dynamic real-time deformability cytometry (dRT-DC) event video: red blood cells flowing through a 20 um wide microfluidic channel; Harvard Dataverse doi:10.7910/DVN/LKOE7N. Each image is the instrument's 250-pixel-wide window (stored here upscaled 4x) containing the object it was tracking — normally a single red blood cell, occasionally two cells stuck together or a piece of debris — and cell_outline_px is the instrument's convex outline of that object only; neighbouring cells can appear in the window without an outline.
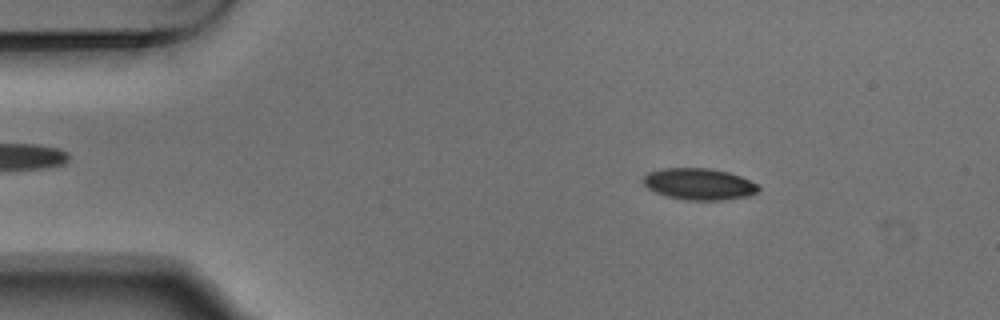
{"species": "Egyptian fruit bat (a non-hibernating species)", "species_latin": "Rousettus aegyptiacus", "temperature_condition": "warm", "stored_images_in_passage": 4, "camera_frame_rate_fps": 3000, "um_per_image_px": 0.085, "animal": {"sex": "male"}, "frame": {"image": 1, "passage_image": 2, "time_ms": 0.333, "image_size_px": [1000, 320], "cell_outline_px": [[760, 188], [756, 192], [748, 196], [724, 200], [684, 200], [668, 196], [656, 192], [648, 188], [644, 184], [644, 176], [648, 172], [664, 168], [708, 168], [728, 172], [740, 176], [756, 184]], "centroid_in_image_um": [59.41, 15.64], "position_along_channel_um": 25.6, "area_um2": 20.98}}
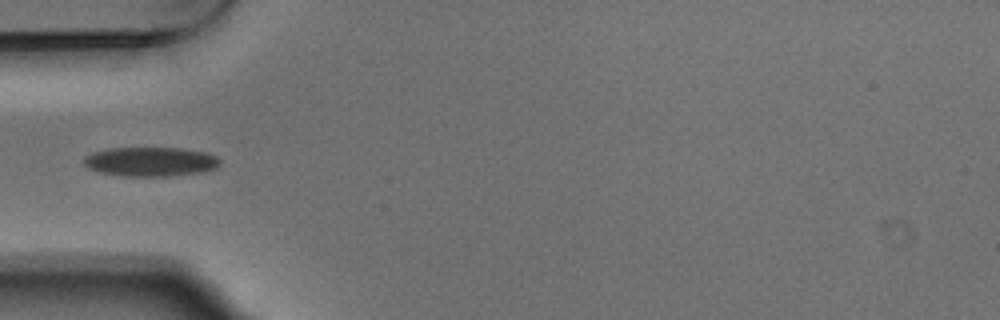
{"frame": {"image": 2, "passage_image": 4, "time_ms": 1.0, "image_size_px": [1000, 320], "cell_outline_px": [[220, 164], [216, 168], [204, 172], [168, 176], [120, 176], [100, 172], [88, 168], [84, 164], [84, 156], [92, 152], [108, 148], [180, 148], [204, 152], [216, 156], [220, 160]], "centroid_in_image_um": [12.78, 13.74], "position_along_channel_um": 72.2, "area_um2": 23.35}}